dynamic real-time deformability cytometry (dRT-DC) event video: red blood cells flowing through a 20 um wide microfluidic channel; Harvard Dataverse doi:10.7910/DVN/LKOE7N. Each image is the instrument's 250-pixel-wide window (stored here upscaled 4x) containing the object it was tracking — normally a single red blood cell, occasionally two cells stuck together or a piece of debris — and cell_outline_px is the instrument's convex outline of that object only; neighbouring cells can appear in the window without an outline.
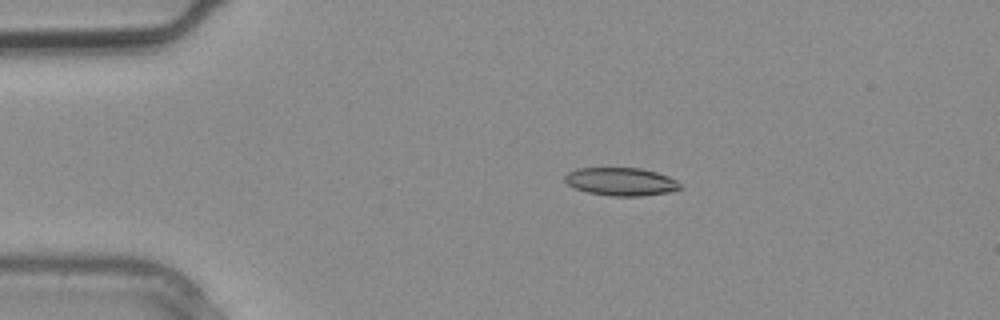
{"species": "common noctule bat (a hibernating species)", "species_latin": "Nyctalus noctula", "temperature_condition": "warm", "stored_images_in_passage": 3, "camera_frame_rate_fps": 3000, "um_per_image_px": 0.085, "animal": {"sex": "male", "body_mass_g": 20.4}, "frame": {"image": 1, "passage_image": 2, "time_ms": 0.333, "image_size_px": [1000, 320], "cell_outline_px": [[680, 188], [668, 192], [644, 196], [612, 196], [588, 192], [576, 188], [568, 184], [564, 180], [564, 176], [568, 172], [576, 168], [640, 168], [656, 172], [668, 176], [676, 180], [680, 184]], "centroid_in_image_um": [52.77, 15.43], "position_along_channel_um": 32.2, "area_um2": 18.73}}